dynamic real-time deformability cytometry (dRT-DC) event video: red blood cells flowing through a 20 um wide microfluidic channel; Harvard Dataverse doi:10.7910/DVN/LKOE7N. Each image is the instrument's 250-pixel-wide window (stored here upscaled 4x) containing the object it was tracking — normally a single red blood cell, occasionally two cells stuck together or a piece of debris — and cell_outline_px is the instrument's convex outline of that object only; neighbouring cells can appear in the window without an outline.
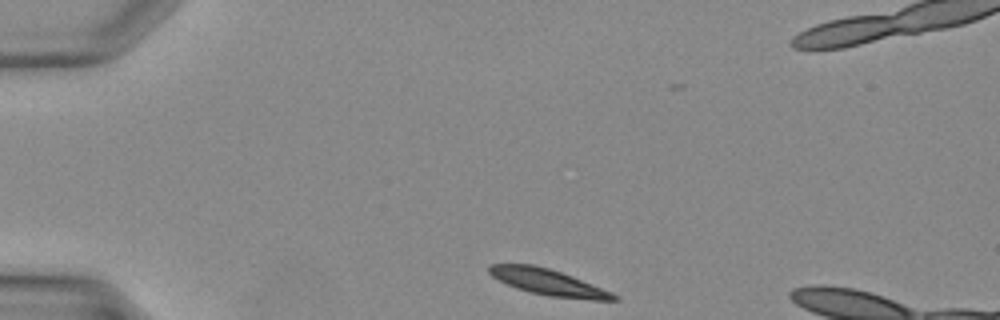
{"species": "Egyptian fruit bat (a non-hibernating species)", "species_latin": "Rousettus aegyptiacus", "temperature_condition": "warm", "stored_images_in_passage": 32, "camera_frame_rate_fps": 3000, "um_per_image_px": 0.085, "animal": {"sex": "female"}, "frame": {"image": 1, "passage_image": 1, "time_ms": 0.0, "image_size_px": [1000, 320], "cell_outline_px": [[620, 300], [592, 300], [548, 296], [528, 292], [516, 288], [492, 276], [488, 272], [488, 268], [492, 264], [532, 264], [548, 268], [560, 272], [612, 292], [620, 296]], "centroid_in_image_um": [46.62, 24.0], "position_along_channel_um": 38.4, "area_um2": 18.79}}
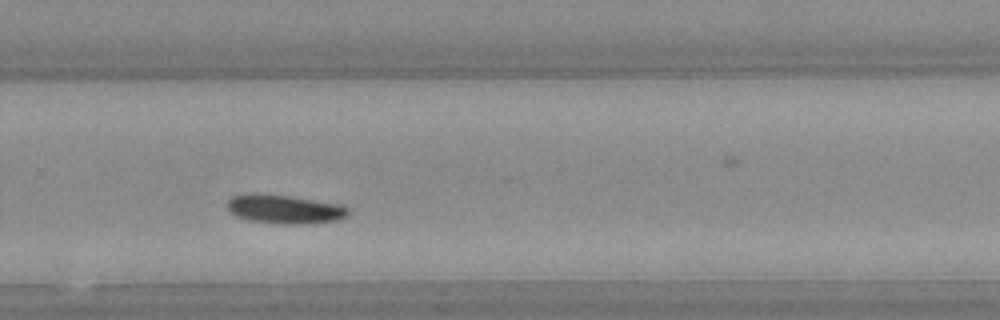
{"frame": {"image": 2, "passage_image": 19, "time_ms": 6.0, "image_size_px": [1000, 320], "cell_outline_px": [[348, 216], [340, 220], [308, 224], [280, 224], [248, 220], [236, 216], [228, 208], [228, 200], [232, 196], [244, 192], [288, 196], [344, 204], [348, 208]], "centroid_in_image_um": [24.22, 17.78], "position_along_channel_um": 305.6, "area_um2": 20.63}}
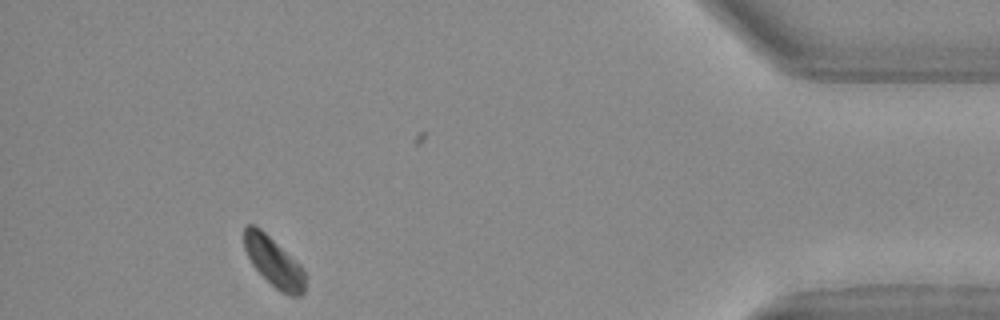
{"frame": {"image": 3, "passage_image": 28, "time_ms": 9.0, "image_size_px": [1000, 320], "cell_outline_px": [[304, 292], [300, 296], [288, 296], [280, 292], [252, 264], [244, 248], [244, 228], [248, 224], [256, 224], [300, 264], [304, 272]], "centroid_in_image_um": [23.26, 22.25], "position_along_channel_um": 411.9, "area_um2": 17.4}}